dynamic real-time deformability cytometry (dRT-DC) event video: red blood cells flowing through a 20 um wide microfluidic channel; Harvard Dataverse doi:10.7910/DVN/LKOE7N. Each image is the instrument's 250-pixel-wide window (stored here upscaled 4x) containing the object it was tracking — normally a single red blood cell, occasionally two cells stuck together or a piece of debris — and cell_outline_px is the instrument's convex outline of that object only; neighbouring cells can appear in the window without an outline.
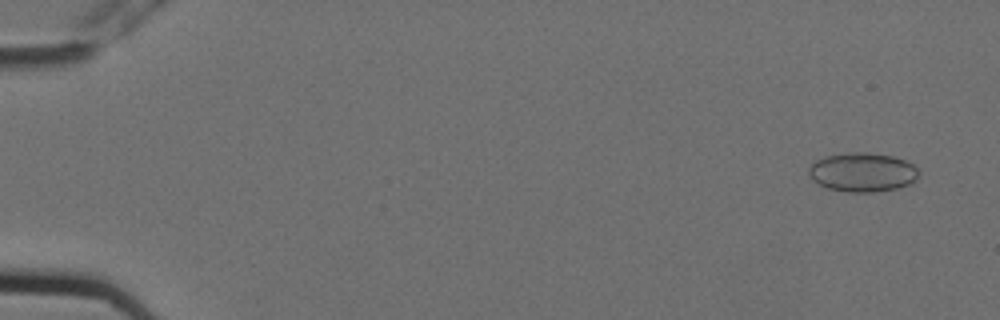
{"species": "Egyptian fruit bat (a non-hibernating species)", "species_latin": "Rousettus aegyptiacus", "temperature_condition": "cold", "stored_images_in_passage": 6, "camera_frame_rate_fps": 3000, "um_per_image_px": 0.085, "animal": {"sex": "female"}, "frame": {"image": 1, "passage_image": 2, "time_ms": 0.333, "image_size_px": [1000, 320], "cell_outline_px": [[920, 172], [916, 180], [912, 184], [896, 188], [872, 192], [848, 192], [828, 188], [812, 180], [808, 172], [808, 168], [816, 160], [828, 156], [848, 152], [872, 152], [892, 156], [904, 160], [912, 164]], "centroid_in_image_um": [73.33, 14.63], "position_along_channel_um": 11.7, "area_um2": 25.09}}
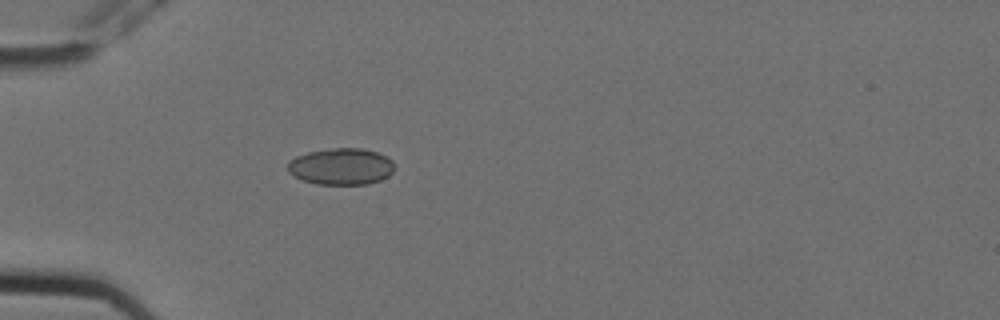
{"frame": {"image": 2, "passage_image": 6, "time_ms": 1.667, "image_size_px": [1000, 320], "cell_outline_px": [[392, 172], [388, 176], [380, 180], [368, 184], [316, 184], [304, 180], [288, 172], [288, 160], [296, 156], [308, 152], [332, 148], [364, 148], [376, 152], [392, 160]], "centroid_in_image_um": [28.98, 14.14], "position_along_channel_um": 56.0, "area_um2": 22.6}}